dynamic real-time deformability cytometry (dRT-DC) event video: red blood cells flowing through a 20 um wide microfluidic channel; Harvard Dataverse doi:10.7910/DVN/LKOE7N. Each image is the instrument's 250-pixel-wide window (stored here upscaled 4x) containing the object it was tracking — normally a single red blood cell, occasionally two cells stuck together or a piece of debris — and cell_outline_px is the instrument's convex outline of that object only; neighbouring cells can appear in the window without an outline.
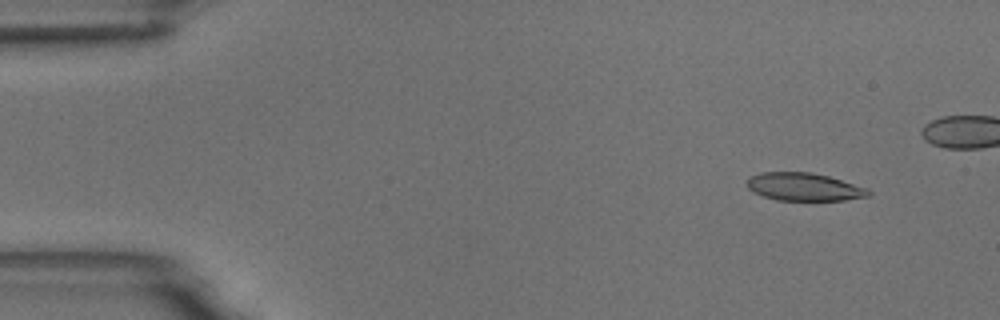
{"species": "common noctule bat (a hibernating species)", "species_latin": "Nyctalus noctula", "temperature_condition": "room temperature", "stored_images_in_passage": 5, "camera_frame_rate_fps": 3000, "um_per_image_px": 0.085, "animal": {"sex": "male", "body_mass_g": 18.8}, "frame": {"image": 1, "passage_image": 1, "time_ms": 0.0, "image_size_px": [1000, 320], "cell_outline_px": [[872, 192], [868, 196], [844, 200], [776, 200], [752, 192], [748, 188], [748, 180], [752, 176], [760, 172], [812, 172], [828, 176], [868, 188]], "centroid_in_image_um": [68.36, 15.88], "position_along_channel_um": 16.6, "area_um2": 19.65}}